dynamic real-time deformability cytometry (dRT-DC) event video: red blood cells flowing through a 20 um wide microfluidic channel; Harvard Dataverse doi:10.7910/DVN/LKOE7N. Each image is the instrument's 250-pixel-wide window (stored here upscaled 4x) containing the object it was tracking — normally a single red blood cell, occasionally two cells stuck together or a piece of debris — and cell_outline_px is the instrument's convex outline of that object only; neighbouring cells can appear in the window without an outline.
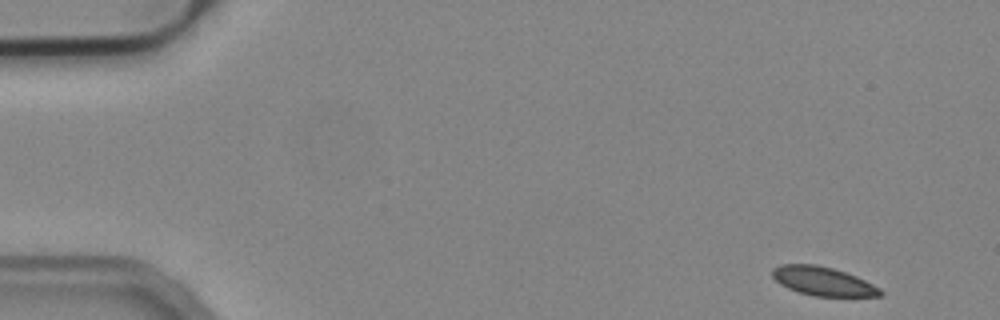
{"species": "common noctule bat (a hibernating species)", "species_latin": "Nyctalus noctula", "temperature_condition": "cold", "stored_images_in_passage": 51, "camera_frame_rate_fps": 3000, "um_per_image_px": 0.085, "animal": {"sex": "male", "body_mass_g": 19.2, "forearm_length_mm": 51.8}, "frame": {"image": 1, "passage_image": 1, "time_ms": 0.0, "image_size_px": [1000, 320], "cell_outline_px": [[884, 296], [816, 296], [800, 292], [788, 288], [780, 284], [772, 276], [772, 268], [780, 264], [816, 264], [832, 268], [856, 276], [880, 288], [884, 292]], "centroid_in_image_um": [69.95, 23.9], "position_along_channel_um": 15.0, "area_um2": 18.03}}
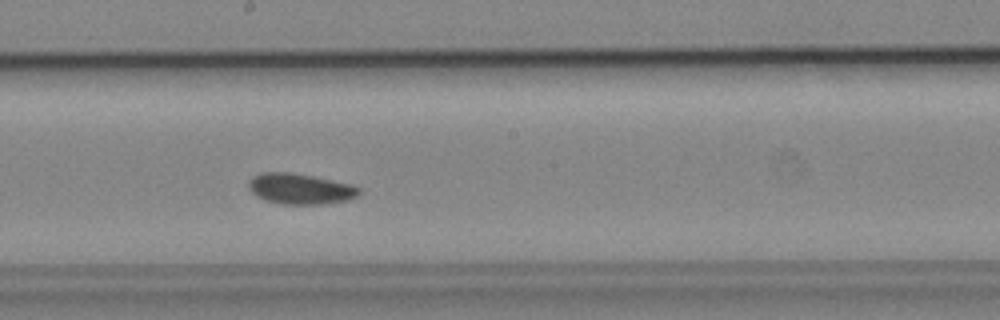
{"frame": {"image": 2, "passage_image": 27, "time_ms": 8.667, "image_size_px": [1000, 320], "cell_outline_px": [[360, 192], [356, 196], [348, 200], [320, 204], [284, 204], [264, 200], [256, 196], [248, 188], [248, 180], [252, 176], [260, 172], [292, 172], [352, 184], [360, 188]], "centroid_in_image_um": [25.48, 16.04], "position_along_channel_um": 222.7, "area_um2": 19.83}}
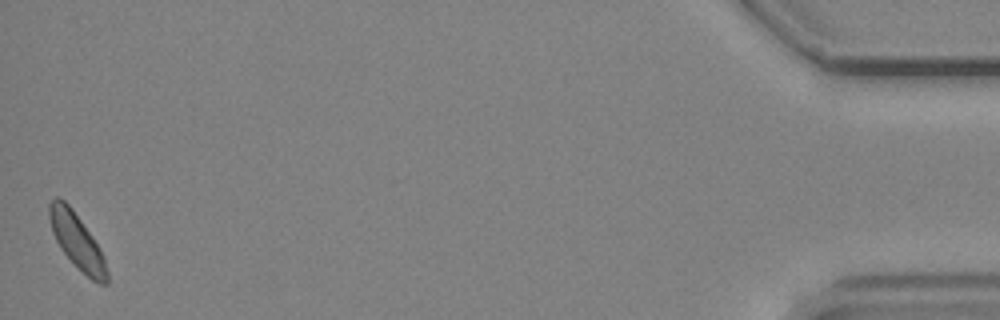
{"frame": {"image": 3, "passage_image": 51, "time_ms": 16.667, "image_size_px": [1000, 320], "cell_outline_px": [[108, 284], [100, 284], [92, 280], [60, 248], [52, 232], [48, 216], [48, 204], [56, 196], [64, 200], [72, 208], [92, 236], [104, 256], [108, 272]], "centroid_in_image_um": [6.53, 20.46], "position_along_channel_um": 428.7, "area_um2": 18.26}, "authors_computed_cell_mechanics": {"area_um2": 19.0162, "velocity_mm_per_s": 3.7699, "shape_relaxation_time_tau1_ms": 3.6779, "shape_relaxation_time_tau2_ms": null, "deformation_change_tau1": 0.0403, "deformation_change_tau2": null}}